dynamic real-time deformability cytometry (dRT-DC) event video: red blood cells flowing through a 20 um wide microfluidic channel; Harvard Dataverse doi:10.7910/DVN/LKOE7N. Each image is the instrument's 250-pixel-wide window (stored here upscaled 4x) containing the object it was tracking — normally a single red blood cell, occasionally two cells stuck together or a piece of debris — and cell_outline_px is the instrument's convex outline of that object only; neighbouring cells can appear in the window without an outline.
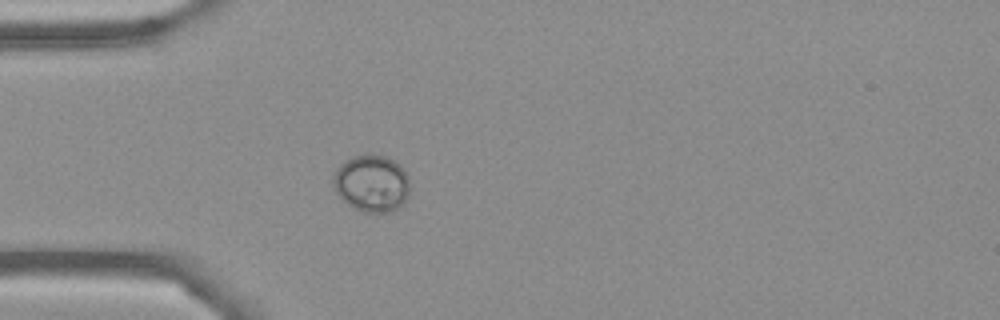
{"species": "Egyptian fruit bat (a non-hibernating species)", "species_latin": "Rousettus aegyptiacus", "temperature_condition": "cold", "stored_images_in_passage": 5, "camera_frame_rate_fps": 3000, "um_per_image_px": 0.085, "frame": {"image": 1, "passage_image": 5, "time_ms": 4.333, "image_size_px": [1000, 320], "cell_outline_px": [[408, 196], [392, 212], [360, 212], [352, 208], [336, 192], [332, 184], [332, 176], [340, 164], [344, 160], [352, 156], [368, 152], [372, 152], [384, 156], [400, 164], [408, 176]], "centroid_in_image_um": [31.55, 15.55], "position_along_channel_um": 53.4, "area_um2": 25.78}}